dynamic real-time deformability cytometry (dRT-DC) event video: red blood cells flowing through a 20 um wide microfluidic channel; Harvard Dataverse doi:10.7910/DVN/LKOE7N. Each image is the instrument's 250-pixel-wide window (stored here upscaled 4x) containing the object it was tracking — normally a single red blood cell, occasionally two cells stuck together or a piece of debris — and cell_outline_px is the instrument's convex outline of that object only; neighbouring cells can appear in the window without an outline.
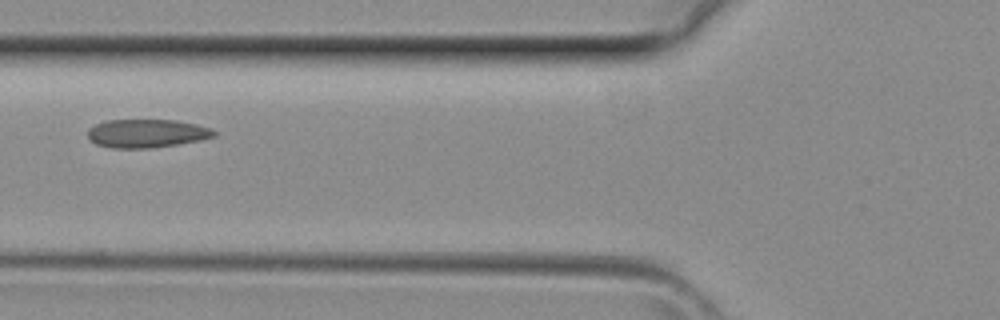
{"species": "common noctule bat (a hibernating species)", "species_latin": "Nyctalus noctula", "temperature_condition": "room temperature", "stored_images_in_passage": 5, "camera_frame_rate_fps": 3000, "um_per_image_px": 0.085, "animal": {"sex": "female", "body_mass_g": 29.2, "forearm_length_mm": 56.3}, "frame": {"image": 1, "passage_image": 5, "time_ms": 1.333, "image_size_px": [1000, 320], "cell_outline_px": [[216, 136], [176, 144], [148, 148], [112, 148], [96, 144], [88, 136], [88, 128], [96, 124], [108, 120], [176, 120], [196, 124], [212, 128], [216, 132]], "centroid_in_image_um": [12.46, 11.33], "position_along_channel_um": 113.3, "area_um2": 20.69}}